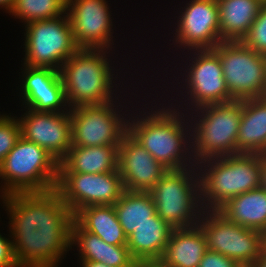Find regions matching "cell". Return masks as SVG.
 <instances>
[{"instance_id":"cell-1","label":"cell","mask_w":266,"mask_h":267,"mask_svg":"<svg viewBox=\"0 0 266 267\" xmlns=\"http://www.w3.org/2000/svg\"><path fill=\"white\" fill-rule=\"evenodd\" d=\"M2 202L18 266L58 267L71 249L74 220L58 190L11 193Z\"/></svg>"},{"instance_id":"cell-2","label":"cell","mask_w":266,"mask_h":267,"mask_svg":"<svg viewBox=\"0 0 266 267\" xmlns=\"http://www.w3.org/2000/svg\"><path fill=\"white\" fill-rule=\"evenodd\" d=\"M166 101L159 103V107L144 104L146 110L132 107L130 112L133 114L128 116V133L167 170L195 166L189 116L182 110L179 112L170 102H167L169 105L164 103Z\"/></svg>"},{"instance_id":"cell-3","label":"cell","mask_w":266,"mask_h":267,"mask_svg":"<svg viewBox=\"0 0 266 267\" xmlns=\"http://www.w3.org/2000/svg\"><path fill=\"white\" fill-rule=\"evenodd\" d=\"M107 51L80 48L62 64L59 73L70 109L113 102L122 97L118 94L122 92L120 83L115 84L119 70L112 66L109 55L113 52Z\"/></svg>"},{"instance_id":"cell-4","label":"cell","mask_w":266,"mask_h":267,"mask_svg":"<svg viewBox=\"0 0 266 267\" xmlns=\"http://www.w3.org/2000/svg\"><path fill=\"white\" fill-rule=\"evenodd\" d=\"M196 166L203 210H218L231 198L260 187V154L213 157Z\"/></svg>"},{"instance_id":"cell-5","label":"cell","mask_w":266,"mask_h":267,"mask_svg":"<svg viewBox=\"0 0 266 267\" xmlns=\"http://www.w3.org/2000/svg\"><path fill=\"white\" fill-rule=\"evenodd\" d=\"M187 114L196 164L208 158L237 154L242 100L201 106Z\"/></svg>"},{"instance_id":"cell-6","label":"cell","mask_w":266,"mask_h":267,"mask_svg":"<svg viewBox=\"0 0 266 267\" xmlns=\"http://www.w3.org/2000/svg\"><path fill=\"white\" fill-rule=\"evenodd\" d=\"M59 161L41 146L22 136L0 165L1 200L19 192H42L56 188Z\"/></svg>"},{"instance_id":"cell-7","label":"cell","mask_w":266,"mask_h":267,"mask_svg":"<svg viewBox=\"0 0 266 267\" xmlns=\"http://www.w3.org/2000/svg\"><path fill=\"white\" fill-rule=\"evenodd\" d=\"M149 193L157 215L173 229L189 228L199 223L203 208L196 165L168 170Z\"/></svg>"},{"instance_id":"cell-8","label":"cell","mask_w":266,"mask_h":267,"mask_svg":"<svg viewBox=\"0 0 266 267\" xmlns=\"http://www.w3.org/2000/svg\"><path fill=\"white\" fill-rule=\"evenodd\" d=\"M186 54H189V56H185L187 58L186 61L181 60L184 62V66L182 67H185L186 69L181 67V69L178 70L184 72H180L182 80L180 81L179 79L177 82V84H179L178 87L182 86L180 89L183 88V90H179L178 93L180 92V94L177 95L181 97V99H187H184V101H178L176 98L170 99L168 102L174 100L177 104H181L177 105L176 102L173 104L171 101V106L179 111L184 109L183 111L188 113L201 106L235 100L229 94L223 76L219 55L213 49L190 50V52H187Z\"/></svg>"},{"instance_id":"cell-9","label":"cell","mask_w":266,"mask_h":267,"mask_svg":"<svg viewBox=\"0 0 266 267\" xmlns=\"http://www.w3.org/2000/svg\"><path fill=\"white\" fill-rule=\"evenodd\" d=\"M120 99L69 109L72 122V146H120L123 136L128 132L127 116L130 114L128 111H131L128 110L129 106L122 102L123 97ZM123 107L124 111H122Z\"/></svg>"},{"instance_id":"cell-10","label":"cell","mask_w":266,"mask_h":267,"mask_svg":"<svg viewBox=\"0 0 266 267\" xmlns=\"http://www.w3.org/2000/svg\"><path fill=\"white\" fill-rule=\"evenodd\" d=\"M25 32L23 65L59 71L62 64L80 49L67 13L54 19L27 23Z\"/></svg>"},{"instance_id":"cell-11","label":"cell","mask_w":266,"mask_h":267,"mask_svg":"<svg viewBox=\"0 0 266 267\" xmlns=\"http://www.w3.org/2000/svg\"><path fill=\"white\" fill-rule=\"evenodd\" d=\"M213 50L219 55L229 94L235 100L266 96V56L241 41H222Z\"/></svg>"},{"instance_id":"cell-12","label":"cell","mask_w":266,"mask_h":267,"mask_svg":"<svg viewBox=\"0 0 266 267\" xmlns=\"http://www.w3.org/2000/svg\"><path fill=\"white\" fill-rule=\"evenodd\" d=\"M203 231L207 249L254 265L262 253V232L229 221L218 210H203L197 224Z\"/></svg>"},{"instance_id":"cell-13","label":"cell","mask_w":266,"mask_h":267,"mask_svg":"<svg viewBox=\"0 0 266 267\" xmlns=\"http://www.w3.org/2000/svg\"><path fill=\"white\" fill-rule=\"evenodd\" d=\"M56 189L75 215L86 206L114 205L124 192L118 170L108 173H59Z\"/></svg>"},{"instance_id":"cell-14","label":"cell","mask_w":266,"mask_h":267,"mask_svg":"<svg viewBox=\"0 0 266 267\" xmlns=\"http://www.w3.org/2000/svg\"><path fill=\"white\" fill-rule=\"evenodd\" d=\"M185 2L175 16L174 48H183V52L215 48L221 42L217 0Z\"/></svg>"},{"instance_id":"cell-15","label":"cell","mask_w":266,"mask_h":267,"mask_svg":"<svg viewBox=\"0 0 266 267\" xmlns=\"http://www.w3.org/2000/svg\"><path fill=\"white\" fill-rule=\"evenodd\" d=\"M106 0H67L66 13L79 48H112L115 25Z\"/></svg>"},{"instance_id":"cell-16","label":"cell","mask_w":266,"mask_h":267,"mask_svg":"<svg viewBox=\"0 0 266 267\" xmlns=\"http://www.w3.org/2000/svg\"><path fill=\"white\" fill-rule=\"evenodd\" d=\"M25 109L26 112L17 117L21 136L41 146L60 162L72 147L70 110L57 113Z\"/></svg>"},{"instance_id":"cell-17","label":"cell","mask_w":266,"mask_h":267,"mask_svg":"<svg viewBox=\"0 0 266 267\" xmlns=\"http://www.w3.org/2000/svg\"><path fill=\"white\" fill-rule=\"evenodd\" d=\"M19 88L24 108L37 112H67L64 86L58 70L22 65ZM22 85V86H21Z\"/></svg>"},{"instance_id":"cell-18","label":"cell","mask_w":266,"mask_h":267,"mask_svg":"<svg viewBox=\"0 0 266 267\" xmlns=\"http://www.w3.org/2000/svg\"><path fill=\"white\" fill-rule=\"evenodd\" d=\"M118 171L124 190L149 192L168 170L127 132L118 149Z\"/></svg>"},{"instance_id":"cell-19","label":"cell","mask_w":266,"mask_h":267,"mask_svg":"<svg viewBox=\"0 0 266 267\" xmlns=\"http://www.w3.org/2000/svg\"><path fill=\"white\" fill-rule=\"evenodd\" d=\"M71 249L76 246L81 262H102L110 267H133L136 261L127 245H111L86 231L75 219L71 224Z\"/></svg>"},{"instance_id":"cell-20","label":"cell","mask_w":266,"mask_h":267,"mask_svg":"<svg viewBox=\"0 0 266 267\" xmlns=\"http://www.w3.org/2000/svg\"><path fill=\"white\" fill-rule=\"evenodd\" d=\"M207 250L205 235L198 225L173 229L158 262L164 267H198Z\"/></svg>"},{"instance_id":"cell-21","label":"cell","mask_w":266,"mask_h":267,"mask_svg":"<svg viewBox=\"0 0 266 267\" xmlns=\"http://www.w3.org/2000/svg\"><path fill=\"white\" fill-rule=\"evenodd\" d=\"M238 153L266 154V96L242 100Z\"/></svg>"},{"instance_id":"cell-22","label":"cell","mask_w":266,"mask_h":267,"mask_svg":"<svg viewBox=\"0 0 266 267\" xmlns=\"http://www.w3.org/2000/svg\"><path fill=\"white\" fill-rule=\"evenodd\" d=\"M173 228L157 213L127 237L130 255L136 262H158L167 246Z\"/></svg>"},{"instance_id":"cell-23","label":"cell","mask_w":266,"mask_h":267,"mask_svg":"<svg viewBox=\"0 0 266 267\" xmlns=\"http://www.w3.org/2000/svg\"><path fill=\"white\" fill-rule=\"evenodd\" d=\"M119 146H72L59 162V173H108L118 170Z\"/></svg>"},{"instance_id":"cell-24","label":"cell","mask_w":266,"mask_h":267,"mask_svg":"<svg viewBox=\"0 0 266 267\" xmlns=\"http://www.w3.org/2000/svg\"><path fill=\"white\" fill-rule=\"evenodd\" d=\"M261 0H217L222 41H242L263 6Z\"/></svg>"},{"instance_id":"cell-25","label":"cell","mask_w":266,"mask_h":267,"mask_svg":"<svg viewBox=\"0 0 266 267\" xmlns=\"http://www.w3.org/2000/svg\"><path fill=\"white\" fill-rule=\"evenodd\" d=\"M218 211L233 223L263 232L266 230V190L259 187L237 195Z\"/></svg>"},{"instance_id":"cell-26","label":"cell","mask_w":266,"mask_h":267,"mask_svg":"<svg viewBox=\"0 0 266 267\" xmlns=\"http://www.w3.org/2000/svg\"><path fill=\"white\" fill-rule=\"evenodd\" d=\"M74 219L86 230L111 245H127V236L113 205L86 206Z\"/></svg>"},{"instance_id":"cell-27","label":"cell","mask_w":266,"mask_h":267,"mask_svg":"<svg viewBox=\"0 0 266 267\" xmlns=\"http://www.w3.org/2000/svg\"><path fill=\"white\" fill-rule=\"evenodd\" d=\"M113 206L127 237L157 213L149 192L124 190Z\"/></svg>"},{"instance_id":"cell-28","label":"cell","mask_w":266,"mask_h":267,"mask_svg":"<svg viewBox=\"0 0 266 267\" xmlns=\"http://www.w3.org/2000/svg\"><path fill=\"white\" fill-rule=\"evenodd\" d=\"M66 8L67 0H16L8 13L27 24L61 17Z\"/></svg>"},{"instance_id":"cell-29","label":"cell","mask_w":266,"mask_h":267,"mask_svg":"<svg viewBox=\"0 0 266 267\" xmlns=\"http://www.w3.org/2000/svg\"><path fill=\"white\" fill-rule=\"evenodd\" d=\"M10 114H0V165L21 137L19 120Z\"/></svg>"},{"instance_id":"cell-30","label":"cell","mask_w":266,"mask_h":267,"mask_svg":"<svg viewBox=\"0 0 266 267\" xmlns=\"http://www.w3.org/2000/svg\"><path fill=\"white\" fill-rule=\"evenodd\" d=\"M241 42L253 51L266 56V4L261 7L249 32Z\"/></svg>"},{"instance_id":"cell-31","label":"cell","mask_w":266,"mask_h":267,"mask_svg":"<svg viewBox=\"0 0 266 267\" xmlns=\"http://www.w3.org/2000/svg\"><path fill=\"white\" fill-rule=\"evenodd\" d=\"M239 264L231 258L218 252L207 250L198 267H238Z\"/></svg>"},{"instance_id":"cell-32","label":"cell","mask_w":266,"mask_h":267,"mask_svg":"<svg viewBox=\"0 0 266 267\" xmlns=\"http://www.w3.org/2000/svg\"><path fill=\"white\" fill-rule=\"evenodd\" d=\"M0 267H19L16 261L11 238L0 233Z\"/></svg>"},{"instance_id":"cell-33","label":"cell","mask_w":266,"mask_h":267,"mask_svg":"<svg viewBox=\"0 0 266 267\" xmlns=\"http://www.w3.org/2000/svg\"><path fill=\"white\" fill-rule=\"evenodd\" d=\"M261 168H260V187L266 190V154H260Z\"/></svg>"},{"instance_id":"cell-34","label":"cell","mask_w":266,"mask_h":267,"mask_svg":"<svg viewBox=\"0 0 266 267\" xmlns=\"http://www.w3.org/2000/svg\"><path fill=\"white\" fill-rule=\"evenodd\" d=\"M16 0H0V9L3 8V10L8 13L11 8L14 6Z\"/></svg>"},{"instance_id":"cell-35","label":"cell","mask_w":266,"mask_h":267,"mask_svg":"<svg viewBox=\"0 0 266 267\" xmlns=\"http://www.w3.org/2000/svg\"><path fill=\"white\" fill-rule=\"evenodd\" d=\"M133 267H164L159 262H136Z\"/></svg>"},{"instance_id":"cell-36","label":"cell","mask_w":266,"mask_h":267,"mask_svg":"<svg viewBox=\"0 0 266 267\" xmlns=\"http://www.w3.org/2000/svg\"><path fill=\"white\" fill-rule=\"evenodd\" d=\"M80 263H82V267H110L102 262L85 261Z\"/></svg>"},{"instance_id":"cell-37","label":"cell","mask_w":266,"mask_h":267,"mask_svg":"<svg viewBox=\"0 0 266 267\" xmlns=\"http://www.w3.org/2000/svg\"><path fill=\"white\" fill-rule=\"evenodd\" d=\"M255 267H266V255L262 252L255 262Z\"/></svg>"},{"instance_id":"cell-38","label":"cell","mask_w":266,"mask_h":267,"mask_svg":"<svg viewBox=\"0 0 266 267\" xmlns=\"http://www.w3.org/2000/svg\"><path fill=\"white\" fill-rule=\"evenodd\" d=\"M262 252L266 255V230L262 232Z\"/></svg>"},{"instance_id":"cell-39","label":"cell","mask_w":266,"mask_h":267,"mask_svg":"<svg viewBox=\"0 0 266 267\" xmlns=\"http://www.w3.org/2000/svg\"><path fill=\"white\" fill-rule=\"evenodd\" d=\"M238 267H255V265H246V264H239Z\"/></svg>"}]
</instances>
